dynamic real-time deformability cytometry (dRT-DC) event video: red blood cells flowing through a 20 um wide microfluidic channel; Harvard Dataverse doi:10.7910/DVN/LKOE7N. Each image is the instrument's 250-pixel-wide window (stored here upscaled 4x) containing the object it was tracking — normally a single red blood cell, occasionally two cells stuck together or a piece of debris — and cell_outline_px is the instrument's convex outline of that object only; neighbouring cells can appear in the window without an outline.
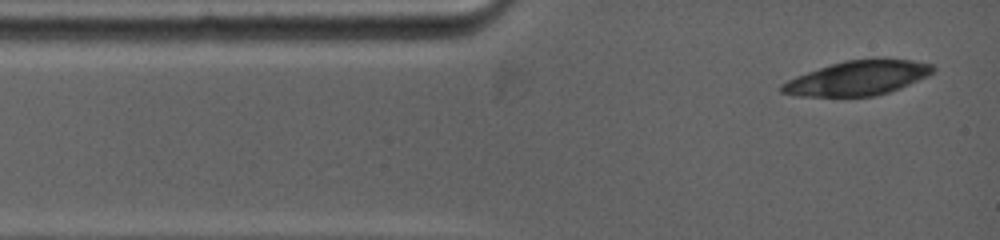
{"species": "common noctule bat (a hibernating species)", "species_latin": "Nyctalus noctula", "temperature_condition": "warm", "stored_images_in_passage": 2, "camera_frame_rate_fps": 5000, "um_per_image_px": 0.085, "animal": {"sex": "female", "body_mass_g": 19.0, "forearm_length_mm": 53.3}, "frame": {"image": 1, "passage_image": 1, "time_ms": 0.0, "image_size_px": [1000, 240], "cell_outline_px": [[936, 68], [928, 76], [900, 88], [876, 96], [796, 96], [780, 92], [780, 84], [796, 76], [832, 64], [848, 60], [912, 60], [932, 64]], "centroid_in_image_um": [72.89, 6.66], "position_along_channel_um": 12.1, "area_um2": 29.82}}